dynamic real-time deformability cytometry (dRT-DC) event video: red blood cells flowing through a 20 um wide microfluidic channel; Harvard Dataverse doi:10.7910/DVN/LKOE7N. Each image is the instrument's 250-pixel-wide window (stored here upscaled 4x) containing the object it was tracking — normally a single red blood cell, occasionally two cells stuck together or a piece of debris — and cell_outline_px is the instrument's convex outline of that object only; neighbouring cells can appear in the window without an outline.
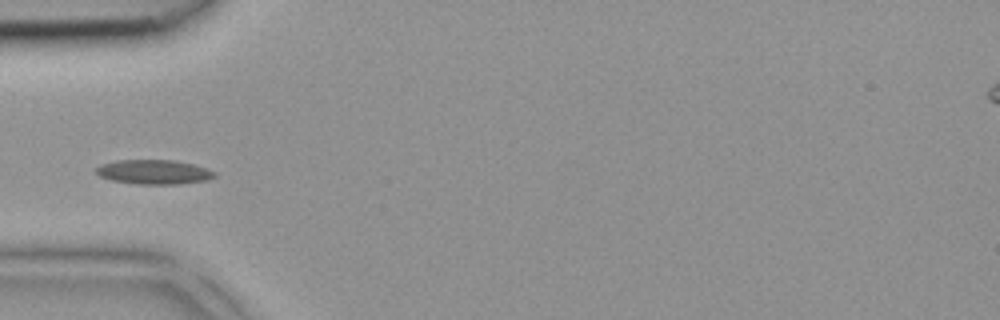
{"species": "common noctule bat (a hibernating species)", "species_latin": "Nyctalus noctula", "temperature_condition": "room temperature", "stored_images_in_passage": 30, "camera_frame_rate_fps": 3000, "um_per_image_px": 0.085, "animal": {"sex": "female", "body_mass_g": 18.4}, "frame": {"image": 1, "passage_image": 1, "time_ms": 0.0, "image_size_px": [1000, 320], "cell_outline_px": [[216, 176], [208, 180], [176, 184], [136, 184], [112, 180], [100, 176], [96, 172], [96, 168], [100, 164], [116, 160], [176, 160], [192, 164], [216, 172]], "centroid_in_image_um": [13.07, 14.61], "position_along_channel_um": 71.9, "area_um2": 16.82}}
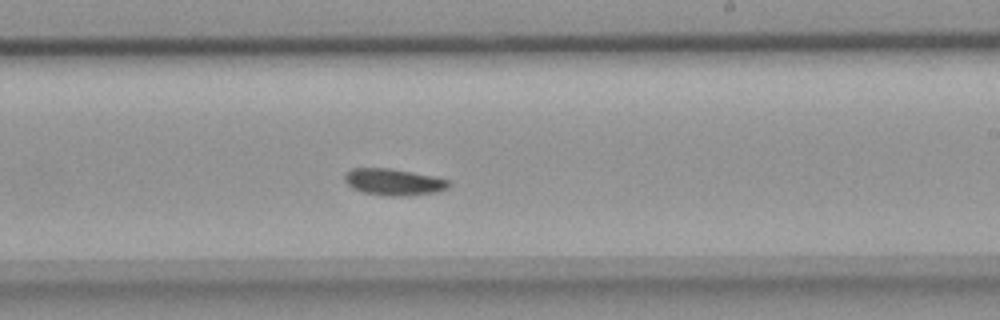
{"frame": {"image": 2, "passage_image": 13, "time_ms": 4.0, "image_size_px": [1000, 320], "cell_outline_px": [[452, 184], [448, 188], [436, 192], [412, 196], [388, 196], [364, 192], [352, 188], [344, 180], [344, 172], [352, 168], [392, 168], [432, 176], [448, 180]], "centroid_in_image_um": [33.46, 15.47], "position_along_channel_um": 255.5, "area_um2": 16.3}}
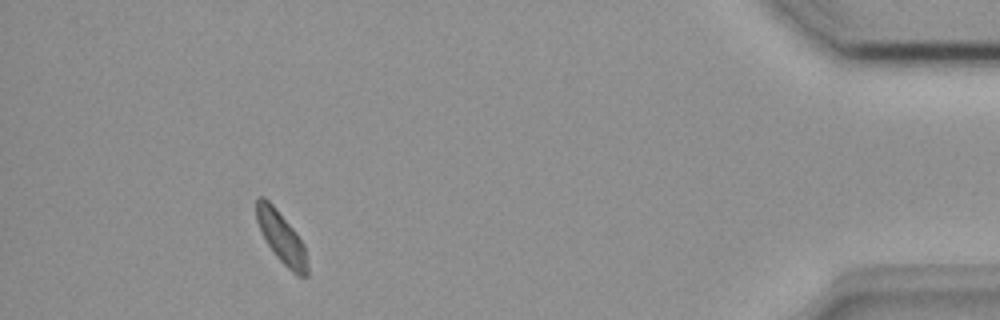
{"frame": {"image": 3, "passage_image": 27, "time_ms": 8.667, "image_size_px": [1000, 320], "cell_outline_px": [[308, 276], [296, 276], [276, 256], [268, 244], [256, 220], [256, 196], [264, 196], [276, 208], [296, 232], [304, 244], [308, 268]], "centroid_in_image_um": [23.93, 20.17], "position_along_channel_um": 411.3, "area_um2": 15.14}}